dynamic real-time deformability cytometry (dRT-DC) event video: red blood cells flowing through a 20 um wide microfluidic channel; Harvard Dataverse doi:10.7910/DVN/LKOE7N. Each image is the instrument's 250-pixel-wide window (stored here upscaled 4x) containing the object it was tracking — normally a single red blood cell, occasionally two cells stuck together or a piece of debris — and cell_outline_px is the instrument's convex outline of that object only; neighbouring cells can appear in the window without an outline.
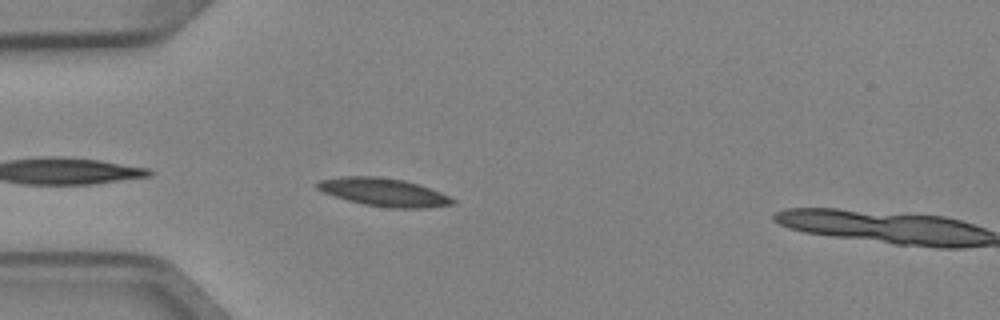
{"species": "Egyptian fruit bat (a non-hibernating species)", "species_latin": "Rousettus aegyptiacus", "temperature_condition": "cold", "stored_images_in_passage": 4, "camera_frame_rate_fps": 3000, "um_per_image_px": 0.085, "animal": {"sex": "female"}, "frame": {"image": 1, "passage_image": 4, "time_ms": 1.0, "image_size_px": [1000, 320], "cell_outline_px": [[456, 204], [428, 208], [388, 208], [364, 204], [348, 200], [324, 192], [316, 188], [312, 184], [320, 180], [340, 176], [380, 176], [404, 180], [440, 192], [456, 200]], "centroid_in_image_um": [32.61, 16.33], "position_along_channel_um": 52.4, "area_um2": 22.2}}